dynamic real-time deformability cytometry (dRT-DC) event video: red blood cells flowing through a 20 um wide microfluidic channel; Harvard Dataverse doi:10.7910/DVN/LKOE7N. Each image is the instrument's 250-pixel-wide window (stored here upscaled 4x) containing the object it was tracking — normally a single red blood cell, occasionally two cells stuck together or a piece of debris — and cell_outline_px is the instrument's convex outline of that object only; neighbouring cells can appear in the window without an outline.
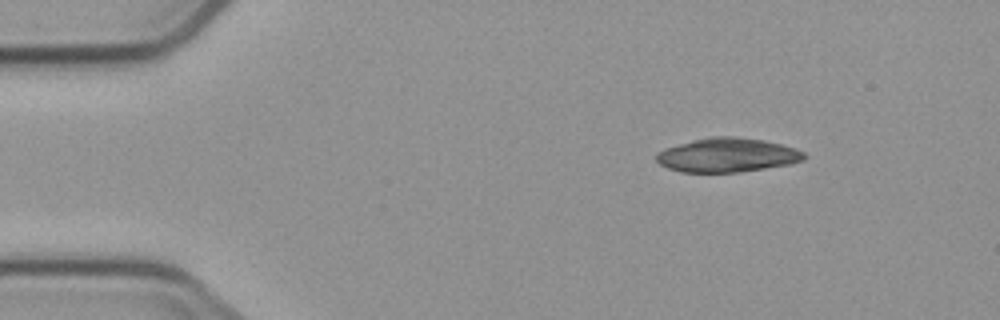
{"species": "common noctule bat (a hibernating species)", "species_latin": "Nyctalus noctula", "temperature_condition": "cold", "stored_images_in_passage": 2, "camera_frame_rate_fps": 3000, "um_per_image_px": 0.085, "animal": {"sex": "male", "body_mass_g": 23.1, "forearm_length_mm": 52.7}, "frame": {"image": 1, "passage_image": 2, "time_ms": 1.333, "image_size_px": [1000, 320], "cell_outline_px": [[808, 156], [804, 160], [788, 164], [740, 172], [680, 172], [668, 168], [660, 164], [656, 160], [656, 152], [664, 148], [712, 136], [732, 136], [764, 140], [796, 148], [804, 152]], "centroid_in_image_um": [61.83, 13.18], "position_along_channel_um": 23.2, "area_um2": 29.25}}